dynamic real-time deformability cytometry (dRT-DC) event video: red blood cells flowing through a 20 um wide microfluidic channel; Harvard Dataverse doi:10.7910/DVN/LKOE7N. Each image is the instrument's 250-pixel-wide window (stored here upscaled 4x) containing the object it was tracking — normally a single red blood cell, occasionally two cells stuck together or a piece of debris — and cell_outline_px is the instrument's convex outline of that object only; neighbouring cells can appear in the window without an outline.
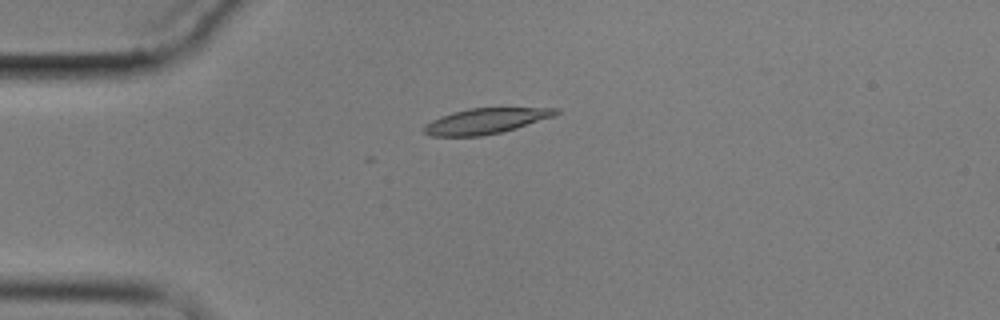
{"species": "common noctule bat (a hibernating species)", "species_latin": "Nyctalus noctula", "temperature_condition": "cold", "stored_images_in_passage": 12, "camera_frame_rate_fps": 3000, "um_per_image_px": 0.085, "animal": {"sex": "male", "body_mass_g": 17.9}, "frame": {"image": 1, "passage_image": 1, "time_ms": 0.0, "image_size_px": [1000, 320], "cell_outline_px": [[560, 112], [552, 116], [516, 128], [500, 132], [480, 136], [432, 136], [424, 132], [424, 128], [432, 120], [440, 116], [452, 112], [468, 108], [560, 108]], "centroid_in_image_um": [41.27, 10.28], "position_along_channel_um": 43.7, "area_um2": 19.25}}
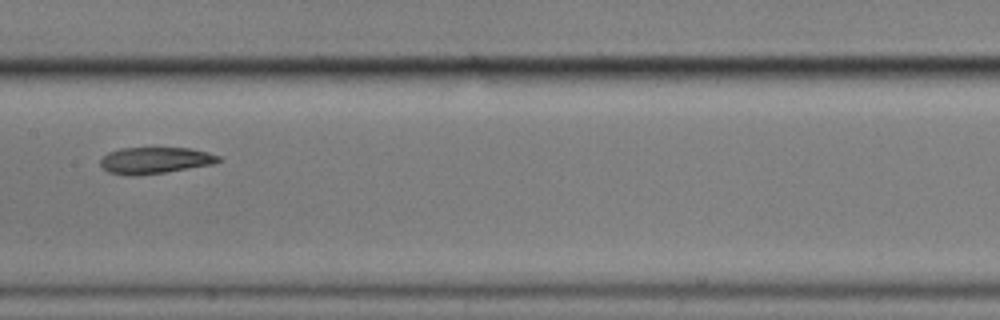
{"frame": {"image": 2, "passage_image": 5, "time_ms": 5.0, "image_size_px": [1000, 320], "cell_outline_px": [[224, 160], [212, 164], [164, 172], [132, 176], [128, 176], [108, 172], [100, 164], [100, 160], [108, 152], [120, 148], [192, 148], [208, 152], [220, 156]], "centroid_in_image_um": [13.19, 13.62], "position_along_channel_um": 194.2, "area_um2": 18.21}}
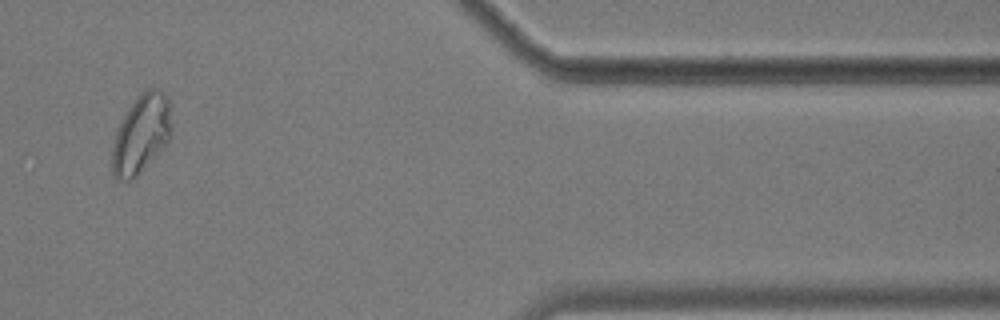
{"frame": {"image": 3, "passage_image": 10, "time_ms": 12.0, "image_size_px": [1000, 320], "cell_outline_px": [[172, 128], [168, 140], [140, 172], [132, 180], [116, 180], [112, 172], [112, 148], [116, 132], [128, 108], [136, 96], [144, 88], [160, 88], [168, 100], [172, 124]], "centroid_in_image_um": [11.99, 11.35], "position_along_channel_um": 399.4, "area_um2": 26.99}, "authors_computed_cell_mechanics": {"area_um2": 19.7098, "velocity_mm_per_s": 3.4423, "shape_relaxation_time_tau1_ms": null, "shape_relaxation_time_tau2_ms": 1.5248, "deformation_change_tau1": null, "deformation_change_tau2": 0.0678}}